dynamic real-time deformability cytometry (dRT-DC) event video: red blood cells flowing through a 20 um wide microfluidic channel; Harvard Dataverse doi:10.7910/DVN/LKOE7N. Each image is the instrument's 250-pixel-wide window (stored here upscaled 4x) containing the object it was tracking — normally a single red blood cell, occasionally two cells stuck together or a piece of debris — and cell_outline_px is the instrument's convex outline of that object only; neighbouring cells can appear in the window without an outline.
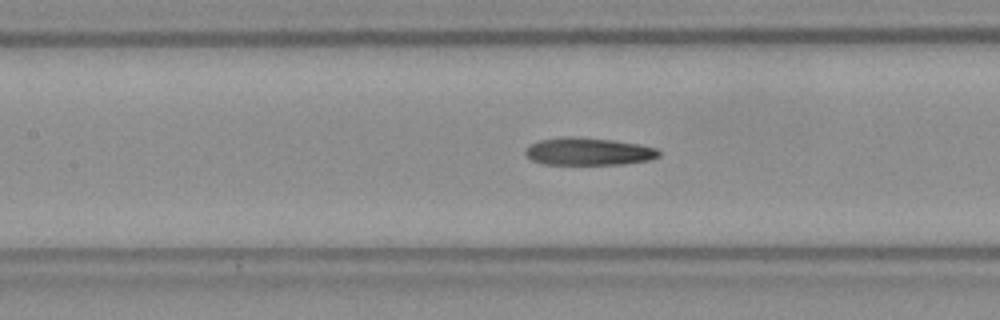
{"species": "Egyptian fruit bat (a non-hibernating species)", "species_latin": "Rousettus aegyptiacus", "temperature_condition": "room temperature", "stored_images_in_passage": 33, "camera_frame_rate_fps": 3000, "um_per_image_px": 0.085, "frame": {"image": 1, "passage_image": 15, "time_ms": 4.667, "image_size_px": [1000, 320], "cell_outline_px": [[660, 156], [648, 160], [624, 164], [544, 164], [532, 160], [524, 152], [524, 148], [540, 140], [564, 136], [576, 136], [612, 140], [640, 144], [656, 148], [660, 152]], "centroid_in_image_um": [50.01, 12.87], "position_along_channel_um": 157.4, "area_um2": 21.44}}